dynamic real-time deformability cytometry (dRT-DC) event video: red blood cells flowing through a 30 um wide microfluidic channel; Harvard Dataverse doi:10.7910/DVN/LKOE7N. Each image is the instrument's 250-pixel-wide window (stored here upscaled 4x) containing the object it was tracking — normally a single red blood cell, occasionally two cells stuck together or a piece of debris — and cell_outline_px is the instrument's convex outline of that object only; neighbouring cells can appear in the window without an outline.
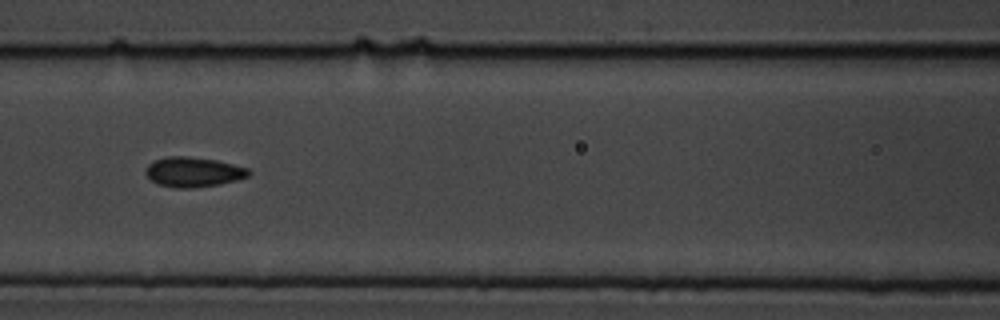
{"species": "common noctule bat (a hibernating species)", "species_latin": "Nyctalus noctula", "temperature_condition": "cold", "stored_images_in_passage": 17, "camera_frame_rate_fps": 3000, "um_per_image_px": 0.085, "animal": {"sex": "male", "body_mass_g": 19.5, "forearm_length_mm": 54.6}, "frame": {"image": 1, "passage_image": 8, "time_ms": 2.333, "image_size_px": [1000, 320], "cell_outline_px": [[252, 172], [248, 176], [236, 180], [220, 184], [192, 188], [176, 188], [156, 184], [144, 172], [148, 164], [156, 160], [168, 156], [188, 156], [216, 160], [248, 168]], "centroid_in_image_um": [16.43, 14.62], "position_along_channel_um": 150.2, "area_um2": 17.92}}
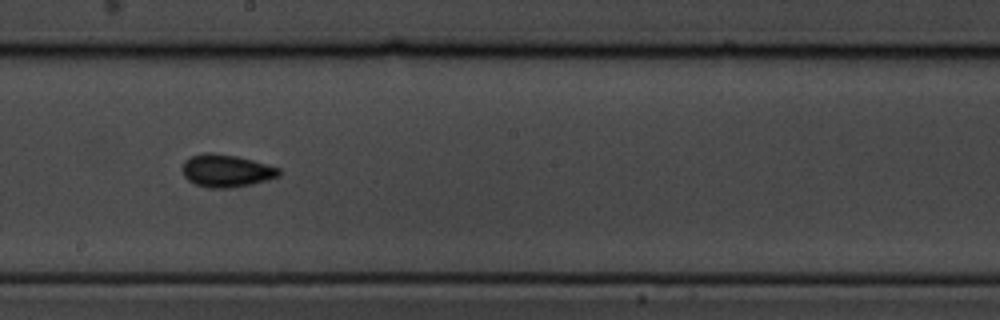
{"frame": {"image": 2, "passage_image": 10, "time_ms": 3.0, "image_size_px": [1000, 320], "cell_outline_px": [[280, 176], [268, 180], [252, 184], [228, 188], [208, 188], [196, 184], [188, 180], [184, 176], [184, 160], [192, 156], [204, 152], [212, 152], [236, 156], [252, 160], [280, 168]], "centroid_in_image_um": [19.25, 14.51], "position_along_channel_um": 228.9, "area_um2": 18.26}}
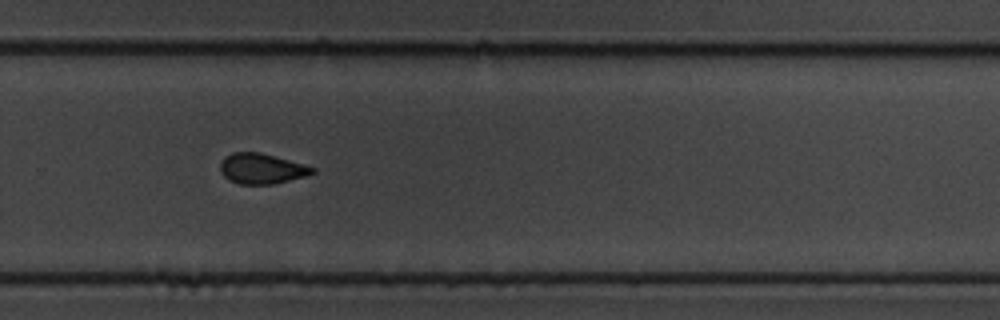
{"frame": {"image": 3, "passage_image": 12, "time_ms": 3.667, "image_size_px": [1000, 320], "cell_outline_px": [[316, 172], [308, 176], [272, 184], [240, 184], [228, 180], [220, 172], [220, 160], [224, 156], [232, 152], [260, 152], [304, 164], [316, 168]], "centroid_in_image_um": [22.23, 14.33], "position_along_channel_um": 307.6, "area_um2": 16.53}}